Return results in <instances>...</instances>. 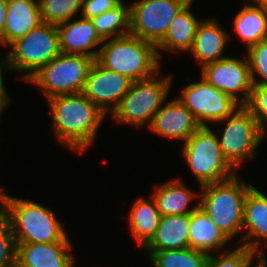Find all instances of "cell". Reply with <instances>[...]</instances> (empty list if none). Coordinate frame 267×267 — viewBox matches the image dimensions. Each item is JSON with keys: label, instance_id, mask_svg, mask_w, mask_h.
<instances>
[{"label": "cell", "instance_id": "e575fe53", "mask_svg": "<svg viewBox=\"0 0 267 267\" xmlns=\"http://www.w3.org/2000/svg\"><path fill=\"white\" fill-rule=\"evenodd\" d=\"M8 3L7 0H0V36L4 33L7 20Z\"/></svg>", "mask_w": 267, "mask_h": 267}, {"label": "cell", "instance_id": "3957f363", "mask_svg": "<svg viewBox=\"0 0 267 267\" xmlns=\"http://www.w3.org/2000/svg\"><path fill=\"white\" fill-rule=\"evenodd\" d=\"M96 61L133 82L153 77L162 66L156 46L130 33L104 40Z\"/></svg>", "mask_w": 267, "mask_h": 267}, {"label": "cell", "instance_id": "6da1fadb", "mask_svg": "<svg viewBox=\"0 0 267 267\" xmlns=\"http://www.w3.org/2000/svg\"><path fill=\"white\" fill-rule=\"evenodd\" d=\"M47 105L56 140L70 151L85 154L108 115L83 93L55 96L47 100Z\"/></svg>", "mask_w": 267, "mask_h": 267}, {"label": "cell", "instance_id": "8992f818", "mask_svg": "<svg viewBox=\"0 0 267 267\" xmlns=\"http://www.w3.org/2000/svg\"><path fill=\"white\" fill-rule=\"evenodd\" d=\"M180 152L199 187L228 180L238 172L224 158L217 133L210 125L200 126Z\"/></svg>", "mask_w": 267, "mask_h": 267}, {"label": "cell", "instance_id": "52a82bcc", "mask_svg": "<svg viewBox=\"0 0 267 267\" xmlns=\"http://www.w3.org/2000/svg\"><path fill=\"white\" fill-rule=\"evenodd\" d=\"M95 59L60 53L26 82L36 85L46 100L55 96L82 93Z\"/></svg>", "mask_w": 267, "mask_h": 267}, {"label": "cell", "instance_id": "5b68a950", "mask_svg": "<svg viewBox=\"0 0 267 267\" xmlns=\"http://www.w3.org/2000/svg\"><path fill=\"white\" fill-rule=\"evenodd\" d=\"M172 83V74L162 76L161 70L151 78L132 82L111 117L137 129L149 126L154 114L168 101Z\"/></svg>", "mask_w": 267, "mask_h": 267}, {"label": "cell", "instance_id": "5bb4252c", "mask_svg": "<svg viewBox=\"0 0 267 267\" xmlns=\"http://www.w3.org/2000/svg\"><path fill=\"white\" fill-rule=\"evenodd\" d=\"M200 127L191 111L177 97L163 103L154 114L148 129L162 138L187 141Z\"/></svg>", "mask_w": 267, "mask_h": 267}, {"label": "cell", "instance_id": "d6986e66", "mask_svg": "<svg viewBox=\"0 0 267 267\" xmlns=\"http://www.w3.org/2000/svg\"><path fill=\"white\" fill-rule=\"evenodd\" d=\"M194 0H190L175 16L168 28L164 39L156 46L159 60L161 61L162 53L167 51L177 54L181 52H190L197 31V27L202 19L196 18L192 11ZM192 11V12H191ZM161 53V54H160Z\"/></svg>", "mask_w": 267, "mask_h": 267}, {"label": "cell", "instance_id": "7402d4cb", "mask_svg": "<svg viewBox=\"0 0 267 267\" xmlns=\"http://www.w3.org/2000/svg\"><path fill=\"white\" fill-rule=\"evenodd\" d=\"M190 214L161 216L155 235L143 248L146 252L189 247Z\"/></svg>", "mask_w": 267, "mask_h": 267}, {"label": "cell", "instance_id": "44dd1931", "mask_svg": "<svg viewBox=\"0 0 267 267\" xmlns=\"http://www.w3.org/2000/svg\"><path fill=\"white\" fill-rule=\"evenodd\" d=\"M8 11L0 45L8 47L15 40L39 26L41 18L39 3L33 0H7Z\"/></svg>", "mask_w": 267, "mask_h": 267}, {"label": "cell", "instance_id": "8fae6325", "mask_svg": "<svg viewBox=\"0 0 267 267\" xmlns=\"http://www.w3.org/2000/svg\"><path fill=\"white\" fill-rule=\"evenodd\" d=\"M189 82L176 97L187 107L200 126L217 123L231 116L240 105L204 77Z\"/></svg>", "mask_w": 267, "mask_h": 267}, {"label": "cell", "instance_id": "83f0119b", "mask_svg": "<svg viewBox=\"0 0 267 267\" xmlns=\"http://www.w3.org/2000/svg\"><path fill=\"white\" fill-rule=\"evenodd\" d=\"M39 7L42 21L57 26L81 13L83 0H41Z\"/></svg>", "mask_w": 267, "mask_h": 267}, {"label": "cell", "instance_id": "30bf717a", "mask_svg": "<svg viewBox=\"0 0 267 267\" xmlns=\"http://www.w3.org/2000/svg\"><path fill=\"white\" fill-rule=\"evenodd\" d=\"M190 0H139L129 4V33L157 46Z\"/></svg>", "mask_w": 267, "mask_h": 267}, {"label": "cell", "instance_id": "277c9868", "mask_svg": "<svg viewBox=\"0 0 267 267\" xmlns=\"http://www.w3.org/2000/svg\"><path fill=\"white\" fill-rule=\"evenodd\" d=\"M237 175L201 186L199 196L200 209L230 241L243 232L244 201L253 187Z\"/></svg>", "mask_w": 267, "mask_h": 267}, {"label": "cell", "instance_id": "d590c367", "mask_svg": "<svg viewBox=\"0 0 267 267\" xmlns=\"http://www.w3.org/2000/svg\"><path fill=\"white\" fill-rule=\"evenodd\" d=\"M255 262H256L255 264L257 265V267H267V258H266V254H265V253L260 254V255L257 257V259H256Z\"/></svg>", "mask_w": 267, "mask_h": 267}, {"label": "cell", "instance_id": "ba28073f", "mask_svg": "<svg viewBox=\"0 0 267 267\" xmlns=\"http://www.w3.org/2000/svg\"><path fill=\"white\" fill-rule=\"evenodd\" d=\"M7 48L11 71L24 72L20 79L26 82L61 53L57 26L42 22Z\"/></svg>", "mask_w": 267, "mask_h": 267}, {"label": "cell", "instance_id": "f1b7e54d", "mask_svg": "<svg viewBox=\"0 0 267 267\" xmlns=\"http://www.w3.org/2000/svg\"><path fill=\"white\" fill-rule=\"evenodd\" d=\"M235 246H232L233 249L219 252L218 256L209 254L205 267H252L259 255L243 245L236 244Z\"/></svg>", "mask_w": 267, "mask_h": 267}, {"label": "cell", "instance_id": "9a60e30c", "mask_svg": "<svg viewBox=\"0 0 267 267\" xmlns=\"http://www.w3.org/2000/svg\"><path fill=\"white\" fill-rule=\"evenodd\" d=\"M242 233V238L234 245H243L258 255L265 253L262 241H267V195L254 186L244 201Z\"/></svg>", "mask_w": 267, "mask_h": 267}, {"label": "cell", "instance_id": "ac0fdd59", "mask_svg": "<svg viewBox=\"0 0 267 267\" xmlns=\"http://www.w3.org/2000/svg\"><path fill=\"white\" fill-rule=\"evenodd\" d=\"M228 33L215 18L202 19L197 27L193 47L188 54L191 53L201 68L228 57L224 56L228 41L232 39Z\"/></svg>", "mask_w": 267, "mask_h": 267}, {"label": "cell", "instance_id": "4dcf8cb0", "mask_svg": "<svg viewBox=\"0 0 267 267\" xmlns=\"http://www.w3.org/2000/svg\"><path fill=\"white\" fill-rule=\"evenodd\" d=\"M244 107L267 134V85L253 84L248 101Z\"/></svg>", "mask_w": 267, "mask_h": 267}, {"label": "cell", "instance_id": "d4e9b609", "mask_svg": "<svg viewBox=\"0 0 267 267\" xmlns=\"http://www.w3.org/2000/svg\"><path fill=\"white\" fill-rule=\"evenodd\" d=\"M246 2L233 19V30L238 39L244 42L247 51L267 38V12L247 0Z\"/></svg>", "mask_w": 267, "mask_h": 267}, {"label": "cell", "instance_id": "e0dca14e", "mask_svg": "<svg viewBox=\"0 0 267 267\" xmlns=\"http://www.w3.org/2000/svg\"><path fill=\"white\" fill-rule=\"evenodd\" d=\"M57 29L61 53L84 55L96 60L104 40L97 33L91 19L81 16L76 20L72 18L57 25Z\"/></svg>", "mask_w": 267, "mask_h": 267}, {"label": "cell", "instance_id": "836d02e7", "mask_svg": "<svg viewBox=\"0 0 267 267\" xmlns=\"http://www.w3.org/2000/svg\"><path fill=\"white\" fill-rule=\"evenodd\" d=\"M3 68L5 69V71L7 69L11 71L7 51L2 59L0 57V120L2 117L1 114L4 113L3 111L6 110L5 108L8 107L9 104H11L10 102L12 99L10 98V95H8V92H6V88L4 86V79L2 74L3 72L5 73V71Z\"/></svg>", "mask_w": 267, "mask_h": 267}, {"label": "cell", "instance_id": "8d00e7d4", "mask_svg": "<svg viewBox=\"0 0 267 267\" xmlns=\"http://www.w3.org/2000/svg\"><path fill=\"white\" fill-rule=\"evenodd\" d=\"M248 2L262 8L267 12V0H248Z\"/></svg>", "mask_w": 267, "mask_h": 267}, {"label": "cell", "instance_id": "cb8c5ba5", "mask_svg": "<svg viewBox=\"0 0 267 267\" xmlns=\"http://www.w3.org/2000/svg\"><path fill=\"white\" fill-rule=\"evenodd\" d=\"M229 241L200 207L190 214L189 248L209 255L222 252Z\"/></svg>", "mask_w": 267, "mask_h": 267}, {"label": "cell", "instance_id": "9c48e42d", "mask_svg": "<svg viewBox=\"0 0 267 267\" xmlns=\"http://www.w3.org/2000/svg\"><path fill=\"white\" fill-rule=\"evenodd\" d=\"M221 122L226 124L223 130L216 132L220 134L217 136L219 145L224 158L237 170L244 161L255 158L256 149L267 134L244 106L217 124Z\"/></svg>", "mask_w": 267, "mask_h": 267}, {"label": "cell", "instance_id": "7a4b0ae2", "mask_svg": "<svg viewBox=\"0 0 267 267\" xmlns=\"http://www.w3.org/2000/svg\"><path fill=\"white\" fill-rule=\"evenodd\" d=\"M0 191V214L10 224L16 243L70 242L54 210L34 200Z\"/></svg>", "mask_w": 267, "mask_h": 267}, {"label": "cell", "instance_id": "2e32d148", "mask_svg": "<svg viewBox=\"0 0 267 267\" xmlns=\"http://www.w3.org/2000/svg\"><path fill=\"white\" fill-rule=\"evenodd\" d=\"M71 242L16 243L15 267H74Z\"/></svg>", "mask_w": 267, "mask_h": 267}, {"label": "cell", "instance_id": "4fadbf2b", "mask_svg": "<svg viewBox=\"0 0 267 267\" xmlns=\"http://www.w3.org/2000/svg\"><path fill=\"white\" fill-rule=\"evenodd\" d=\"M132 82L126 76L104 68L95 60L82 93L110 115L127 94Z\"/></svg>", "mask_w": 267, "mask_h": 267}, {"label": "cell", "instance_id": "484cf974", "mask_svg": "<svg viewBox=\"0 0 267 267\" xmlns=\"http://www.w3.org/2000/svg\"><path fill=\"white\" fill-rule=\"evenodd\" d=\"M97 33L103 40L129 34V5L122 1L114 9H110L91 19Z\"/></svg>", "mask_w": 267, "mask_h": 267}, {"label": "cell", "instance_id": "ffe728a7", "mask_svg": "<svg viewBox=\"0 0 267 267\" xmlns=\"http://www.w3.org/2000/svg\"><path fill=\"white\" fill-rule=\"evenodd\" d=\"M151 196L162 216L191 214L199 207L200 192L188 188L180 178L155 186ZM193 200H197L196 205L190 207Z\"/></svg>", "mask_w": 267, "mask_h": 267}, {"label": "cell", "instance_id": "d6a6232c", "mask_svg": "<svg viewBox=\"0 0 267 267\" xmlns=\"http://www.w3.org/2000/svg\"><path fill=\"white\" fill-rule=\"evenodd\" d=\"M123 0H83L81 17L92 19L117 7Z\"/></svg>", "mask_w": 267, "mask_h": 267}, {"label": "cell", "instance_id": "4316f807", "mask_svg": "<svg viewBox=\"0 0 267 267\" xmlns=\"http://www.w3.org/2000/svg\"><path fill=\"white\" fill-rule=\"evenodd\" d=\"M152 267H205L208 254L192 248L148 252Z\"/></svg>", "mask_w": 267, "mask_h": 267}, {"label": "cell", "instance_id": "1f68e13d", "mask_svg": "<svg viewBox=\"0 0 267 267\" xmlns=\"http://www.w3.org/2000/svg\"><path fill=\"white\" fill-rule=\"evenodd\" d=\"M16 266V241L10 224L0 214V267Z\"/></svg>", "mask_w": 267, "mask_h": 267}, {"label": "cell", "instance_id": "f546056e", "mask_svg": "<svg viewBox=\"0 0 267 267\" xmlns=\"http://www.w3.org/2000/svg\"><path fill=\"white\" fill-rule=\"evenodd\" d=\"M245 53L249 61L252 83L267 85V38L251 46Z\"/></svg>", "mask_w": 267, "mask_h": 267}, {"label": "cell", "instance_id": "7c38bea8", "mask_svg": "<svg viewBox=\"0 0 267 267\" xmlns=\"http://www.w3.org/2000/svg\"><path fill=\"white\" fill-rule=\"evenodd\" d=\"M200 76L240 106L247 103L253 86L247 55L242 59L228 56L209 63L201 68Z\"/></svg>", "mask_w": 267, "mask_h": 267}, {"label": "cell", "instance_id": "603a6c76", "mask_svg": "<svg viewBox=\"0 0 267 267\" xmlns=\"http://www.w3.org/2000/svg\"><path fill=\"white\" fill-rule=\"evenodd\" d=\"M161 214L155 200L143 196L137 198L128 214V223L131 236L142 249L150 242L160 224Z\"/></svg>", "mask_w": 267, "mask_h": 267}]
</instances>
